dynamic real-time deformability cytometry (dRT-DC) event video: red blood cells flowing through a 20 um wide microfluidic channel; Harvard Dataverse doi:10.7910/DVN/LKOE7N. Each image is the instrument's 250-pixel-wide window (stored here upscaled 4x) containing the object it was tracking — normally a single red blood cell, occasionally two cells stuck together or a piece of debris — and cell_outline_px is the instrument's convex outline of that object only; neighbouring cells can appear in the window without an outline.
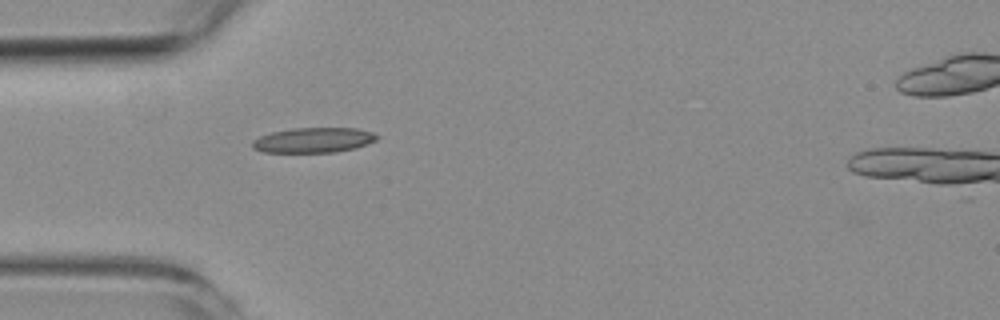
{"species": "common noctule bat (a hibernating species)", "species_latin": "Nyctalus noctula", "temperature_condition": "room temperature", "stored_images_in_passage": 2, "camera_frame_rate_fps": 3000, "um_per_image_px": 0.085, "animal": {"sex": "female", "body_mass_g": 19.3, "forearm_length_mm": 54.1}, "frame": {"image": 1, "passage_image": 1, "time_ms": 0.0, "image_size_px": [1000, 320], "cell_outline_px": [[380, 136], [376, 140], [356, 148], [336, 152], [264, 152], [252, 148], [252, 140], [260, 136], [272, 132], [292, 128], [356, 128], [372, 132]], "centroid_in_image_um": [26.65, 11.91], "position_along_channel_um": 58.3, "area_um2": 18.21}}